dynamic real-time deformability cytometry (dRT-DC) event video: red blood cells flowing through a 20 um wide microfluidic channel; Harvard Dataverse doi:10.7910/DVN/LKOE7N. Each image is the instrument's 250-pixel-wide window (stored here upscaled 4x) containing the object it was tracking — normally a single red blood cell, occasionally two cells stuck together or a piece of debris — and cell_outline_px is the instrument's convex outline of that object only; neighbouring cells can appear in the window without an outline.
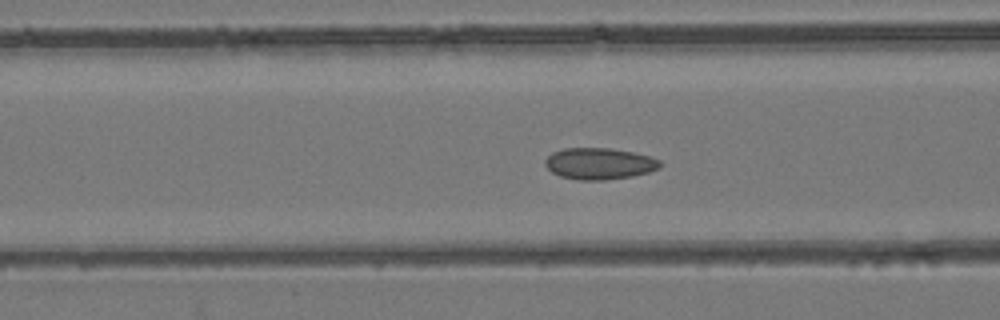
{"species": "common noctule bat (a hibernating species)", "species_latin": "Nyctalus noctula", "temperature_condition": "room temperature", "stored_images_in_passage": 55, "camera_frame_rate_fps": 3000, "um_per_image_px": 0.085, "animal": {"sex": "female", "body_mass_g": 24.6, "forearm_length_mm": 56.2}, "frame": {"image": 1, "passage_image": 22, "time_ms": 7.0, "image_size_px": [1000, 320], "cell_outline_px": [[660, 168], [648, 172], [632, 176], [604, 180], [580, 180], [560, 176], [552, 172], [544, 164], [544, 160], [552, 152], [564, 148], [612, 148], [632, 152], [648, 156], [660, 160]], "centroid_in_image_um": [50.92, 13.9], "position_along_channel_um": 115.7, "area_um2": 21.04}}
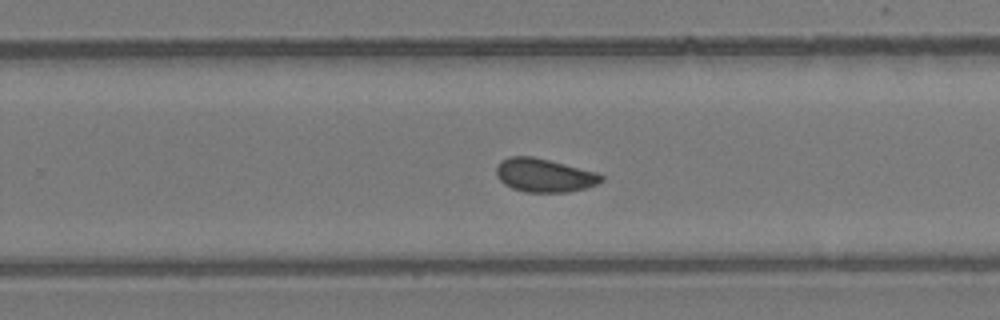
{"frame": {"image": 2, "passage_image": 35, "time_ms": 11.333, "image_size_px": [1000, 320], "cell_outline_px": [[604, 180], [596, 184], [584, 188], [568, 192], [524, 192], [512, 188], [504, 184], [496, 176], [496, 168], [500, 160], [508, 156], [532, 156], [596, 172], [604, 176]], "centroid_in_image_um": [46.22, 14.9], "position_along_channel_um": 283.6, "area_um2": 20.46}}
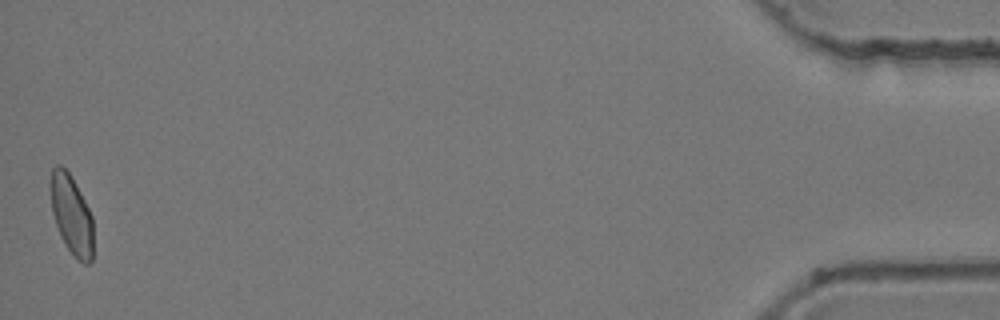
{"frame": {"image": 3, "passage_image": 54, "time_ms": 17.667, "image_size_px": [1000, 320], "cell_outline_px": [[92, 260], [88, 264], [84, 264], [76, 260], [60, 236], [52, 212], [48, 188], [52, 168], [56, 164], [60, 164], [68, 172], [80, 192], [92, 216]], "centroid_in_image_um": [6.04, 18.24], "position_along_channel_um": 429.2, "area_um2": 19.88}}